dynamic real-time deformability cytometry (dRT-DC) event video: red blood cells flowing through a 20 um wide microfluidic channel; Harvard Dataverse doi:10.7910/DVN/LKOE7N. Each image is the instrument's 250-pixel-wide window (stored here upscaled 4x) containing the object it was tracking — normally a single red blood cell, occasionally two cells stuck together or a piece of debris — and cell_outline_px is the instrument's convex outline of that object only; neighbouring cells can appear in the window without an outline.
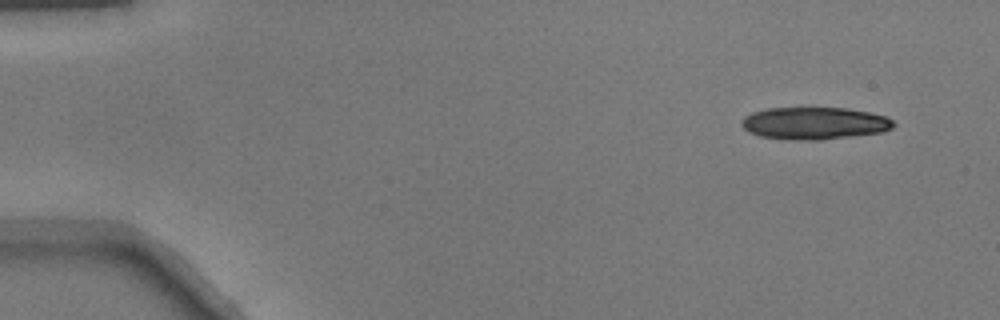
{"species": "common noctule bat (a hibernating species)", "species_latin": "Nyctalus noctula", "temperature_condition": "warm", "stored_images_in_passage": 48, "segment_of_instrument_passage": [1, 2], "camera_frame_rate_fps": 3000, "um_per_image_px": 0.085, "animal": {"sex": "male", "body_mass_g": 17.9}, "frame": {"image": 1, "passage_image": 1, "time_ms": 0.0, "image_size_px": [1000, 320], "cell_outline_px": [[896, 124], [892, 128], [884, 132], [820, 140], [788, 140], [760, 136], [748, 132], [740, 124], [740, 120], [744, 116], [752, 112], [768, 108], [848, 108], [868, 112], [884, 116], [892, 120]], "centroid_in_image_um": [69.2, 10.48], "position_along_channel_um": 15.8, "area_um2": 28.78}}
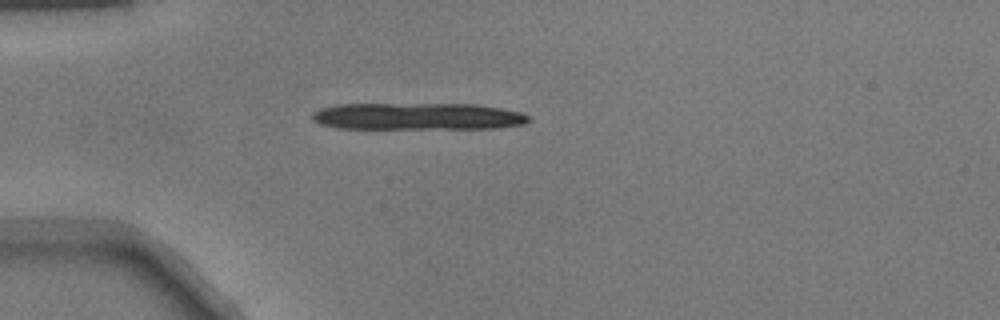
{"frame": {"image": 2, "passage_image": 11, "time_ms": 3.333, "image_size_px": [1000, 320], "cell_outline_px": [[532, 120], [524, 124], [496, 128], [336, 128], [320, 124], [312, 120], [312, 112], [320, 108], [336, 104], [476, 104], [500, 108], [520, 112], [528, 116]], "centroid_in_image_um": [35.47, 9.89], "position_along_channel_um": 49.5, "area_um2": 34.04}}